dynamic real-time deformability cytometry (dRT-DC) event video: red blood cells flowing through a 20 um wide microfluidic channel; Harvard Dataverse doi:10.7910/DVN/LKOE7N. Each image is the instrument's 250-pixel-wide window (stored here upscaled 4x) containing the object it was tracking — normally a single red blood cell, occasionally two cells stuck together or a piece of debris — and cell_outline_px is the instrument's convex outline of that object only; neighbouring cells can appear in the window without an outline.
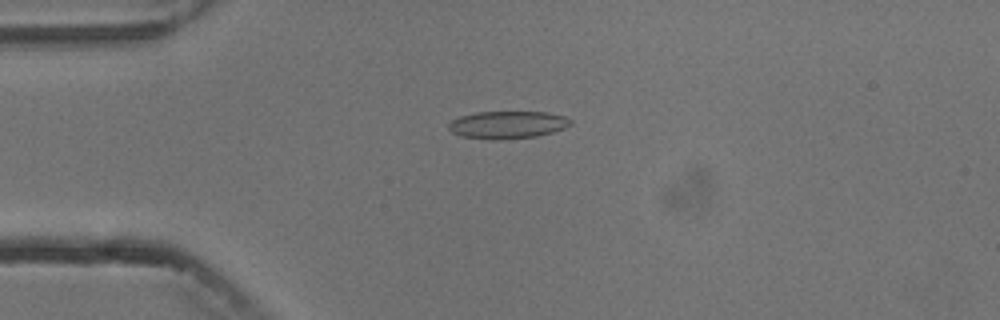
{"species": "common noctule bat (a hibernating species)", "species_latin": "Nyctalus noctula", "temperature_condition": "cold", "stored_images_in_passage": 2, "camera_frame_rate_fps": 3000, "um_per_image_px": 0.085, "animal": {"sex": "male", "body_mass_g": 13.3}, "frame": {"image": 1, "passage_image": 2, "time_ms": 1.0, "image_size_px": [1000, 320], "cell_outline_px": [[572, 124], [564, 128], [552, 132], [536, 136], [500, 140], [492, 140], [460, 136], [452, 132], [448, 128], [448, 124], [452, 120], [460, 116], [476, 112], [548, 112], [564, 116], [572, 120]], "centroid_in_image_um": [43.13, 10.61], "position_along_channel_um": 41.9, "area_um2": 19.65}}